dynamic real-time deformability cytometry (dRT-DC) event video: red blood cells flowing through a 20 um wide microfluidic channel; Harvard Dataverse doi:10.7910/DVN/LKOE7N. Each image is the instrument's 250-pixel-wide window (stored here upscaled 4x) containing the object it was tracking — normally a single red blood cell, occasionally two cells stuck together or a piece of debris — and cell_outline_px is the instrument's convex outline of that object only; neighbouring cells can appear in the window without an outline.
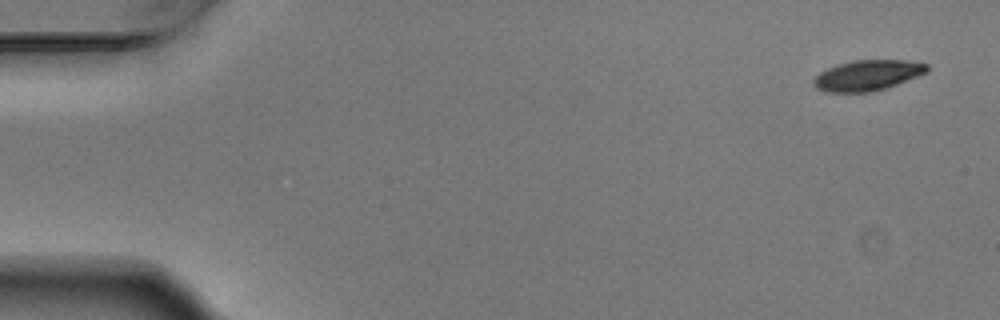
{"species": "Egyptian fruit bat (a non-hibernating species)", "species_latin": "Rousettus aegyptiacus", "temperature_condition": "warm", "stored_images_in_passage": 4, "camera_frame_rate_fps": 3000, "um_per_image_px": 0.085, "animal": {"sex": "male"}, "frame": {"image": 1, "passage_image": 1, "time_ms": 0.0, "image_size_px": [1000, 320], "cell_outline_px": [[928, 72], [896, 84], [872, 92], [828, 92], [816, 88], [812, 84], [812, 80], [820, 72], [836, 64], [852, 60], [908, 60], [928, 64]], "centroid_in_image_um": [73.72, 6.39], "position_along_channel_um": 11.3, "area_um2": 20.17}}